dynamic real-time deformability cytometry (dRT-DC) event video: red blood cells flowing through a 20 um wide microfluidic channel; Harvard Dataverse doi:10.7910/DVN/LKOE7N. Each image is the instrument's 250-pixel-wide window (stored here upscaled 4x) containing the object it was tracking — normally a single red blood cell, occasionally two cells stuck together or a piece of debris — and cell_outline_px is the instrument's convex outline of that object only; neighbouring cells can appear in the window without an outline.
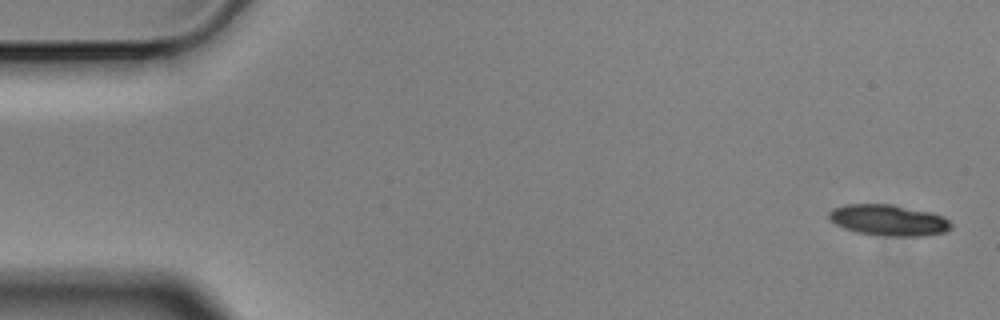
{"species": "Egyptian fruit bat (a non-hibernating species)", "species_latin": "Rousettus aegyptiacus", "temperature_condition": "cold", "stored_images_in_passage": 6, "segment_of_instrument_passage": [2, 2], "camera_frame_rate_fps": 3000, "um_per_image_px": 0.085, "animal": {"sex": "male"}, "frame": {"image": 1, "passage_image": 6, "time_ms": 1.667, "image_size_px": [1000, 320], "cell_outline_px": [[952, 228], [944, 232], [924, 236], [892, 236], [856, 232], [844, 228], [828, 220], [828, 212], [832, 208], [844, 204], [892, 204], [932, 212], [944, 216], [952, 224]], "centroid_in_image_um": [75.52, 18.7], "position_along_channel_um": 9.5, "area_um2": 22.31}}